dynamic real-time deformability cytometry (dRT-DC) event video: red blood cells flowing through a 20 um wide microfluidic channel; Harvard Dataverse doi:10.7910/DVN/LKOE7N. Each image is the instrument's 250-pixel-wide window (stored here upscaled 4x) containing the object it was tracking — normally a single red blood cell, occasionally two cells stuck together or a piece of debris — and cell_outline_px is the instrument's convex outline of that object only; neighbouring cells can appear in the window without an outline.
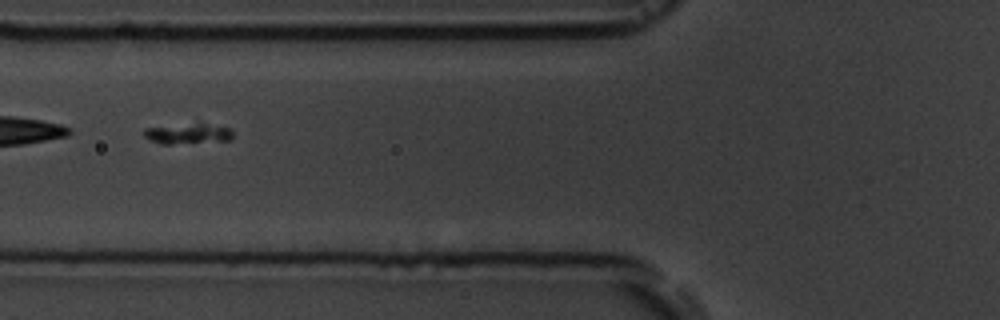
{"species": "common noctule bat (a hibernating species)", "species_latin": "Nyctalus noctula", "temperature_condition": "room temperature", "stored_images_in_passage": 16, "segment_of_instrument_passage": [2, 2], "camera_frame_rate_fps": 3000, "um_per_image_px": 0.085, "animal": {"sex": "male", "body_mass_g": 19.5, "forearm_length_mm": 54.6}, "frame": {"image": 1, "passage_image": 7, "time_ms": 7.0, "image_size_px": [1000, 320], "cell_outline_px": [[232, 140], [172, 144], [160, 144], [144, 136], [144, 128], [196, 124], [204, 124], [228, 128], [232, 132]], "centroid_in_image_um": [15.97, 11.39], "position_along_channel_um": 109.8, "area_um2": 10.12}}
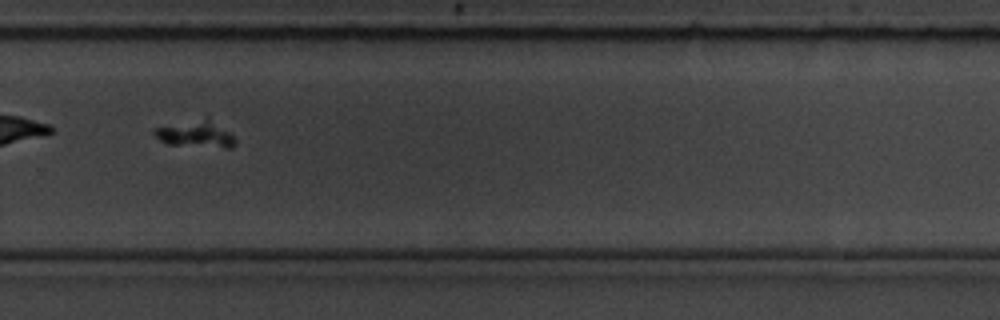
{"frame": {"image": 2, "passage_image": 12, "time_ms": 12.667, "image_size_px": [1000, 320], "cell_outline_px": [[236, 144], [232, 148], [224, 148], [168, 144], [160, 140], [152, 132], [152, 128], [204, 116], [208, 116], [228, 132], [236, 140]], "centroid_in_image_um": [16.63, 11.37], "position_along_channel_um": 313.2, "area_um2": 12.95}}
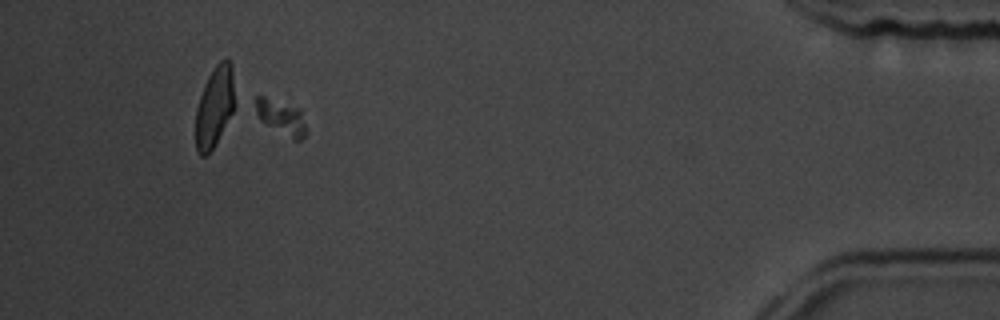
{"frame": {"image": 3, "passage_image": 16, "time_ms": 17.0, "image_size_px": [1000, 320], "cell_outline_px": [[308, 132], [300, 140], [292, 140], [260, 120], [256, 112], [256, 96], [264, 96], [300, 108]], "centroid_in_image_um": [23.94, 9.98], "position_along_channel_um": 411.3, "area_um2": 10.35}}